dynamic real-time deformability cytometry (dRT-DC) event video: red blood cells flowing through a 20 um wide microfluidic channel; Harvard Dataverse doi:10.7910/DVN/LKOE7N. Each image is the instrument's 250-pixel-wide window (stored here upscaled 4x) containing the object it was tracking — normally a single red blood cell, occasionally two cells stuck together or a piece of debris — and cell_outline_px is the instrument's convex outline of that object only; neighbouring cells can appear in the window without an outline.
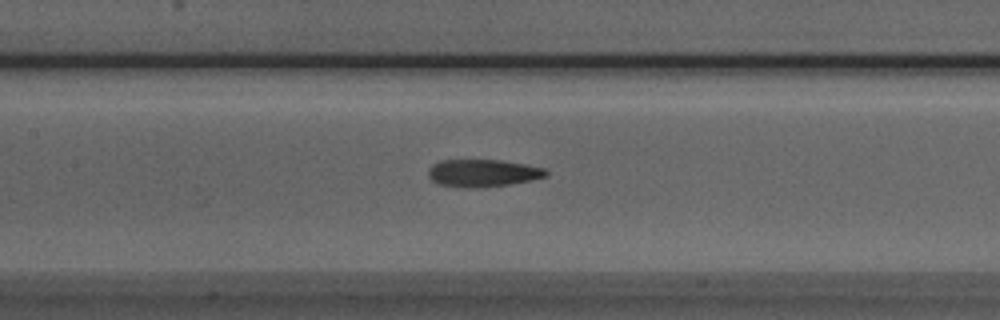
{"species": "Egyptian fruit bat (a non-hibernating species)", "species_latin": "Rousettus aegyptiacus", "temperature_condition": "room temperature", "stored_images_in_passage": 29, "camera_frame_rate_fps": 3000, "um_per_image_px": 0.085, "animal": {"sex": "male"}, "frame": {"image": 1, "passage_image": 21, "time_ms": 6.667, "image_size_px": [1000, 320], "cell_outline_px": [[548, 176], [532, 180], [484, 188], [456, 188], [436, 184], [428, 176], [428, 168], [432, 164], [440, 160], [500, 160], [524, 164], [544, 168], [548, 172]], "centroid_in_image_um": [40.99, 14.73], "position_along_channel_um": 166.4, "area_um2": 19.19}}
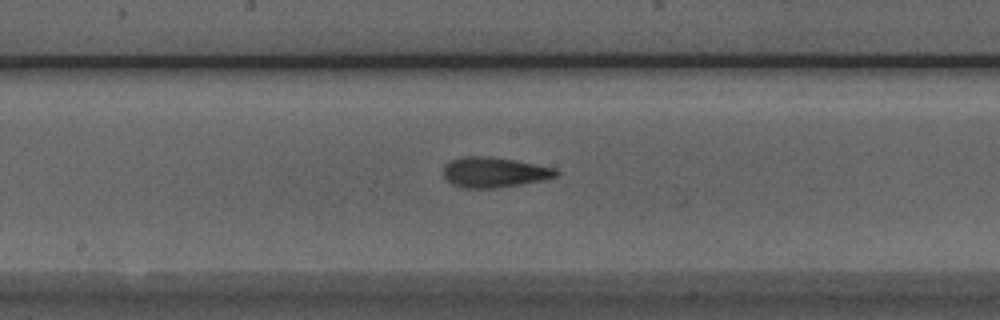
{"frame": {"image": 2, "passage_image": 24, "time_ms": 7.667, "image_size_px": [1000, 320], "cell_outline_px": [[560, 172], [556, 176], [544, 180], [500, 188], [460, 188], [452, 184], [444, 176], [444, 164], [452, 160], [464, 156], [492, 156], [516, 160], [556, 168]], "centroid_in_image_um": [42.02, 14.64], "position_along_channel_um": 206.2, "area_um2": 20.11}}
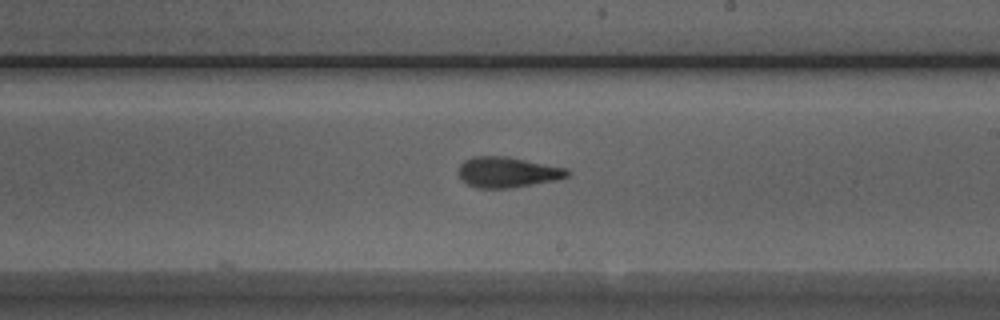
{"frame": {"image": 3, "passage_image": 27, "time_ms": 8.667, "image_size_px": [1000, 320], "cell_outline_px": [[568, 176], [556, 180], [508, 188], [476, 188], [460, 180], [456, 172], [460, 164], [464, 160], [472, 156], [508, 156], [568, 168]], "centroid_in_image_um": [43.07, 14.62], "position_along_channel_um": 245.9, "area_um2": 19.59}}